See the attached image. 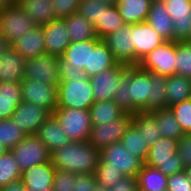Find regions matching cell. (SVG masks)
<instances>
[{
    "mask_svg": "<svg viewBox=\"0 0 191 191\" xmlns=\"http://www.w3.org/2000/svg\"><path fill=\"white\" fill-rule=\"evenodd\" d=\"M132 124L139 130V133L143 135L145 144H147L149 148L162 137L153 112H137L133 115Z\"/></svg>",
    "mask_w": 191,
    "mask_h": 191,
    "instance_id": "1f68e13d",
    "label": "cell"
},
{
    "mask_svg": "<svg viewBox=\"0 0 191 191\" xmlns=\"http://www.w3.org/2000/svg\"><path fill=\"white\" fill-rule=\"evenodd\" d=\"M1 191H28V190L24 188L23 183L20 179L4 186L3 188H1Z\"/></svg>",
    "mask_w": 191,
    "mask_h": 191,
    "instance_id": "f907efd6",
    "label": "cell"
},
{
    "mask_svg": "<svg viewBox=\"0 0 191 191\" xmlns=\"http://www.w3.org/2000/svg\"><path fill=\"white\" fill-rule=\"evenodd\" d=\"M133 115L124 113L119 119L97 126H92L89 142L101 151L108 146L121 142L122 136L131 125Z\"/></svg>",
    "mask_w": 191,
    "mask_h": 191,
    "instance_id": "7c38bea8",
    "label": "cell"
},
{
    "mask_svg": "<svg viewBox=\"0 0 191 191\" xmlns=\"http://www.w3.org/2000/svg\"><path fill=\"white\" fill-rule=\"evenodd\" d=\"M11 47V44L0 34V56Z\"/></svg>",
    "mask_w": 191,
    "mask_h": 191,
    "instance_id": "816d5d0a",
    "label": "cell"
},
{
    "mask_svg": "<svg viewBox=\"0 0 191 191\" xmlns=\"http://www.w3.org/2000/svg\"><path fill=\"white\" fill-rule=\"evenodd\" d=\"M177 143L176 153L182 160L184 168L191 166V133H183Z\"/></svg>",
    "mask_w": 191,
    "mask_h": 191,
    "instance_id": "f6af8a7d",
    "label": "cell"
},
{
    "mask_svg": "<svg viewBox=\"0 0 191 191\" xmlns=\"http://www.w3.org/2000/svg\"><path fill=\"white\" fill-rule=\"evenodd\" d=\"M153 113L162 137L178 140L182 136L184 132L169 107Z\"/></svg>",
    "mask_w": 191,
    "mask_h": 191,
    "instance_id": "836d02e7",
    "label": "cell"
},
{
    "mask_svg": "<svg viewBox=\"0 0 191 191\" xmlns=\"http://www.w3.org/2000/svg\"><path fill=\"white\" fill-rule=\"evenodd\" d=\"M36 135L45 144L50 153L72 142L61 128L54 114H51L42 124Z\"/></svg>",
    "mask_w": 191,
    "mask_h": 191,
    "instance_id": "cb8c5ba5",
    "label": "cell"
},
{
    "mask_svg": "<svg viewBox=\"0 0 191 191\" xmlns=\"http://www.w3.org/2000/svg\"><path fill=\"white\" fill-rule=\"evenodd\" d=\"M153 0H119L116 6L126 24L145 22Z\"/></svg>",
    "mask_w": 191,
    "mask_h": 191,
    "instance_id": "d4e9b609",
    "label": "cell"
},
{
    "mask_svg": "<svg viewBox=\"0 0 191 191\" xmlns=\"http://www.w3.org/2000/svg\"><path fill=\"white\" fill-rule=\"evenodd\" d=\"M51 114L45 107L21 101L11 119L26 135H32L37 134Z\"/></svg>",
    "mask_w": 191,
    "mask_h": 191,
    "instance_id": "9a60e30c",
    "label": "cell"
},
{
    "mask_svg": "<svg viewBox=\"0 0 191 191\" xmlns=\"http://www.w3.org/2000/svg\"><path fill=\"white\" fill-rule=\"evenodd\" d=\"M110 3L104 0H80L78 12L94 27L101 21L103 11Z\"/></svg>",
    "mask_w": 191,
    "mask_h": 191,
    "instance_id": "f35d334b",
    "label": "cell"
},
{
    "mask_svg": "<svg viewBox=\"0 0 191 191\" xmlns=\"http://www.w3.org/2000/svg\"><path fill=\"white\" fill-rule=\"evenodd\" d=\"M184 133H191V99L169 107Z\"/></svg>",
    "mask_w": 191,
    "mask_h": 191,
    "instance_id": "60d3db41",
    "label": "cell"
},
{
    "mask_svg": "<svg viewBox=\"0 0 191 191\" xmlns=\"http://www.w3.org/2000/svg\"><path fill=\"white\" fill-rule=\"evenodd\" d=\"M11 4H13V2L11 0H0V11L9 7Z\"/></svg>",
    "mask_w": 191,
    "mask_h": 191,
    "instance_id": "f5cc1de1",
    "label": "cell"
},
{
    "mask_svg": "<svg viewBox=\"0 0 191 191\" xmlns=\"http://www.w3.org/2000/svg\"><path fill=\"white\" fill-rule=\"evenodd\" d=\"M26 59L12 46L0 56V83H20L24 80Z\"/></svg>",
    "mask_w": 191,
    "mask_h": 191,
    "instance_id": "44dd1931",
    "label": "cell"
},
{
    "mask_svg": "<svg viewBox=\"0 0 191 191\" xmlns=\"http://www.w3.org/2000/svg\"><path fill=\"white\" fill-rule=\"evenodd\" d=\"M143 162L130 154L121 142L114 143L100 151V160L96 169L121 171L123 176L137 177Z\"/></svg>",
    "mask_w": 191,
    "mask_h": 191,
    "instance_id": "277c9868",
    "label": "cell"
},
{
    "mask_svg": "<svg viewBox=\"0 0 191 191\" xmlns=\"http://www.w3.org/2000/svg\"><path fill=\"white\" fill-rule=\"evenodd\" d=\"M22 101L45 107L52 114L57 109V87L35 81L24 79L20 82Z\"/></svg>",
    "mask_w": 191,
    "mask_h": 191,
    "instance_id": "5bb4252c",
    "label": "cell"
},
{
    "mask_svg": "<svg viewBox=\"0 0 191 191\" xmlns=\"http://www.w3.org/2000/svg\"><path fill=\"white\" fill-rule=\"evenodd\" d=\"M95 179L98 186L110 189L114 183L123 176L121 171L113 169H95Z\"/></svg>",
    "mask_w": 191,
    "mask_h": 191,
    "instance_id": "ee69618b",
    "label": "cell"
},
{
    "mask_svg": "<svg viewBox=\"0 0 191 191\" xmlns=\"http://www.w3.org/2000/svg\"><path fill=\"white\" fill-rule=\"evenodd\" d=\"M57 95V108L89 110L95 102L90 78L82 82L77 78L72 82H60Z\"/></svg>",
    "mask_w": 191,
    "mask_h": 191,
    "instance_id": "5b68a950",
    "label": "cell"
},
{
    "mask_svg": "<svg viewBox=\"0 0 191 191\" xmlns=\"http://www.w3.org/2000/svg\"><path fill=\"white\" fill-rule=\"evenodd\" d=\"M117 63L113 58L112 52L100 40L94 48H90L89 78L114 67Z\"/></svg>",
    "mask_w": 191,
    "mask_h": 191,
    "instance_id": "f546056e",
    "label": "cell"
},
{
    "mask_svg": "<svg viewBox=\"0 0 191 191\" xmlns=\"http://www.w3.org/2000/svg\"><path fill=\"white\" fill-rule=\"evenodd\" d=\"M100 151L89 141L70 142L51 152L50 161L56 169L76 174H94L99 164Z\"/></svg>",
    "mask_w": 191,
    "mask_h": 191,
    "instance_id": "7a4b0ae2",
    "label": "cell"
},
{
    "mask_svg": "<svg viewBox=\"0 0 191 191\" xmlns=\"http://www.w3.org/2000/svg\"><path fill=\"white\" fill-rule=\"evenodd\" d=\"M89 110L92 126L111 123L124 114L113 100L96 101Z\"/></svg>",
    "mask_w": 191,
    "mask_h": 191,
    "instance_id": "d6a6232c",
    "label": "cell"
},
{
    "mask_svg": "<svg viewBox=\"0 0 191 191\" xmlns=\"http://www.w3.org/2000/svg\"><path fill=\"white\" fill-rule=\"evenodd\" d=\"M11 46L26 60L46 53L43 27H34Z\"/></svg>",
    "mask_w": 191,
    "mask_h": 191,
    "instance_id": "603a6c76",
    "label": "cell"
},
{
    "mask_svg": "<svg viewBox=\"0 0 191 191\" xmlns=\"http://www.w3.org/2000/svg\"><path fill=\"white\" fill-rule=\"evenodd\" d=\"M64 19L70 42H82L97 37L94 26L79 13H74Z\"/></svg>",
    "mask_w": 191,
    "mask_h": 191,
    "instance_id": "83f0119b",
    "label": "cell"
},
{
    "mask_svg": "<svg viewBox=\"0 0 191 191\" xmlns=\"http://www.w3.org/2000/svg\"><path fill=\"white\" fill-rule=\"evenodd\" d=\"M17 3L37 26L57 19L51 0H19Z\"/></svg>",
    "mask_w": 191,
    "mask_h": 191,
    "instance_id": "484cf974",
    "label": "cell"
},
{
    "mask_svg": "<svg viewBox=\"0 0 191 191\" xmlns=\"http://www.w3.org/2000/svg\"><path fill=\"white\" fill-rule=\"evenodd\" d=\"M174 21V41H191V0H161Z\"/></svg>",
    "mask_w": 191,
    "mask_h": 191,
    "instance_id": "2e32d148",
    "label": "cell"
},
{
    "mask_svg": "<svg viewBox=\"0 0 191 191\" xmlns=\"http://www.w3.org/2000/svg\"><path fill=\"white\" fill-rule=\"evenodd\" d=\"M133 39L135 66H138L151 51L165 42L146 21L133 24Z\"/></svg>",
    "mask_w": 191,
    "mask_h": 191,
    "instance_id": "d6986e66",
    "label": "cell"
},
{
    "mask_svg": "<svg viewBox=\"0 0 191 191\" xmlns=\"http://www.w3.org/2000/svg\"><path fill=\"white\" fill-rule=\"evenodd\" d=\"M61 128L71 141H88L92 124L90 110L57 108L54 113Z\"/></svg>",
    "mask_w": 191,
    "mask_h": 191,
    "instance_id": "8992f818",
    "label": "cell"
},
{
    "mask_svg": "<svg viewBox=\"0 0 191 191\" xmlns=\"http://www.w3.org/2000/svg\"><path fill=\"white\" fill-rule=\"evenodd\" d=\"M177 146V140L161 137L149 148L144 164L158 168L166 176L183 172L184 165L176 153Z\"/></svg>",
    "mask_w": 191,
    "mask_h": 191,
    "instance_id": "3957f363",
    "label": "cell"
},
{
    "mask_svg": "<svg viewBox=\"0 0 191 191\" xmlns=\"http://www.w3.org/2000/svg\"><path fill=\"white\" fill-rule=\"evenodd\" d=\"M167 191H191V182L184 171L168 176Z\"/></svg>",
    "mask_w": 191,
    "mask_h": 191,
    "instance_id": "bcb514c9",
    "label": "cell"
},
{
    "mask_svg": "<svg viewBox=\"0 0 191 191\" xmlns=\"http://www.w3.org/2000/svg\"><path fill=\"white\" fill-rule=\"evenodd\" d=\"M166 87L167 108L176 103L191 99L190 78L176 74L169 76L167 77Z\"/></svg>",
    "mask_w": 191,
    "mask_h": 191,
    "instance_id": "f1b7e54d",
    "label": "cell"
},
{
    "mask_svg": "<svg viewBox=\"0 0 191 191\" xmlns=\"http://www.w3.org/2000/svg\"><path fill=\"white\" fill-rule=\"evenodd\" d=\"M127 67L126 64L117 63L114 67L90 77L95 102L114 99Z\"/></svg>",
    "mask_w": 191,
    "mask_h": 191,
    "instance_id": "4fadbf2b",
    "label": "cell"
},
{
    "mask_svg": "<svg viewBox=\"0 0 191 191\" xmlns=\"http://www.w3.org/2000/svg\"><path fill=\"white\" fill-rule=\"evenodd\" d=\"M26 134L12 121L11 118L0 120V143L11 150L18 145Z\"/></svg>",
    "mask_w": 191,
    "mask_h": 191,
    "instance_id": "74e56055",
    "label": "cell"
},
{
    "mask_svg": "<svg viewBox=\"0 0 191 191\" xmlns=\"http://www.w3.org/2000/svg\"><path fill=\"white\" fill-rule=\"evenodd\" d=\"M24 76V79L40 81L58 87L60 83L58 57L44 53L26 60Z\"/></svg>",
    "mask_w": 191,
    "mask_h": 191,
    "instance_id": "8fae6325",
    "label": "cell"
},
{
    "mask_svg": "<svg viewBox=\"0 0 191 191\" xmlns=\"http://www.w3.org/2000/svg\"><path fill=\"white\" fill-rule=\"evenodd\" d=\"M176 41H165L151 51L139 67L147 72L169 77L176 74Z\"/></svg>",
    "mask_w": 191,
    "mask_h": 191,
    "instance_id": "ba28073f",
    "label": "cell"
},
{
    "mask_svg": "<svg viewBox=\"0 0 191 191\" xmlns=\"http://www.w3.org/2000/svg\"><path fill=\"white\" fill-rule=\"evenodd\" d=\"M184 172L186 173L187 178L191 182V166H188V167L184 168Z\"/></svg>",
    "mask_w": 191,
    "mask_h": 191,
    "instance_id": "db71d44e",
    "label": "cell"
},
{
    "mask_svg": "<svg viewBox=\"0 0 191 191\" xmlns=\"http://www.w3.org/2000/svg\"><path fill=\"white\" fill-rule=\"evenodd\" d=\"M124 24L125 23L116 4H109L105 8V11H103L101 21L98 22L94 29L97 37L101 39L111 32H116Z\"/></svg>",
    "mask_w": 191,
    "mask_h": 191,
    "instance_id": "d590c367",
    "label": "cell"
},
{
    "mask_svg": "<svg viewBox=\"0 0 191 191\" xmlns=\"http://www.w3.org/2000/svg\"><path fill=\"white\" fill-rule=\"evenodd\" d=\"M21 172L31 166L50 161L51 153L36 134L26 137L11 150Z\"/></svg>",
    "mask_w": 191,
    "mask_h": 191,
    "instance_id": "9c48e42d",
    "label": "cell"
},
{
    "mask_svg": "<svg viewBox=\"0 0 191 191\" xmlns=\"http://www.w3.org/2000/svg\"><path fill=\"white\" fill-rule=\"evenodd\" d=\"M22 172L16 159L9 150L0 157V189L11 182L20 180Z\"/></svg>",
    "mask_w": 191,
    "mask_h": 191,
    "instance_id": "8d00e7d4",
    "label": "cell"
},
{
    "mask_svg": "<svg viewBox=\"0 0 191 191\" xmlns=\"http://www.w3.org/2000/svg\"><path fill=\"white\" fill-rule=\"evenodd\" d=\"M94 191H109V189H107V188L104 187V186H98V185H96L95 188H94Z\"/></svg>",
    "mask_w": 191,
    "mask_h": 191,
    "instance_id": "9f6ffc18",
    "label": "cell"
},
{
    "mask_svg": "<svg viewBox=\"0 0 191 191\" xmlns=\"http://www.w3.org/2000/svg\"><path fill=\"white\" fill-rule=\"evenodd\" d=\"M109 191H138V180L134 176H122Z\"/></svg>",
    "mask_w": 191,
    "mask_h": 191,
    "instance_id": "681fc988",
    "label": "cell"
},
{
    "mask_svg": "<svg viewBox=\"0 0 191 191\" xmlns=\"http://www.w3.org/2000/svg\"><path fill=\"white\" fill-rule=\"evenodd\" d=\"M46 53L61 57L70 45L69 34L65 27V19H56L42 25Z\"/></svg>",
    "mask_w": 191,
    "mask_h": 191,
    "instance_id": "ffe728a7",
    "label": "cell"
},
{
    "mask_svg": "<svg viewBox=\"0 0 191 191\" xmlns=\"http://www.w3.org/2000/svg\"><path fill=\"white\" fill-rule=\"evenodd\" d=\"M118 63L135 66L133 25L124 24L116 32L101 38Z\"/></svg>",
    "mask_w": 191,
    "mask_h": 191,
    "instance_id": "30bf717a",
    "label": "cell"
},
{
    "mask_svg": "<svg viewBox=\"0 0 191 191\" xmlns=\"http://www.w3.org/2000/svg\"><path fill=\"white\" fill-rule=\"evenodd\" d=\"M121 143L130 154L145 163L149 147L145 144L143 135L139 133V130L132 123L122 136Z\"/></svg>",
    "mask_w": 191,
    "mask_h": 191,
    "instance_id": "e575fe53",
    "label": "cell"
},
{
    "mask_svg": "<svg viewBox=\"0 0 191 191\" xmlns=\"http://www.w3.org/2000/svg\"><path fill=\"white\" fill-rule=\"evenodd\" d=\"M104 1L110 4H116L119 0H104Z\"/></svg>",
    "mask_w": 191,
    "mask_h": 191,
    "instance_id": "6f0895ef",
    "label": "cell"
},
{
    "mask_svg": "<svg viewBox=\"0 0 191 191\" xmlns=\"http://www.w3.org/2000/svg\"><path fill=\"white\" fill-rule=\"evenodd\" d=\"M36 26L32 18L25 13L18 3H13L0 11V34L10 44Z\"/></svg>",
    "mask_w": 191,
    "mask_h": 191,
    "instance_id": "52a82bcc",
    "label": "cell"
},
{
    "mask_svg": "<svg viewBox=\"0 0 191 191\" xmlns=\"http://www.w3.org/2000/svg\"><path fill=\"white\" fill-rule=\"evenodd\" d=\"M21 101L20 83H0V120L11 118Z\"/></svg>",
    "mask_w": 191,
    "mask_h": 191,
    "instance_id": "4316f807",
    "label": "cell"
},
{
    "mask_svg": "<svg viewBox=\"0 0 191 191\" xmlns=\"http://www.w3.org/2000/svg\"><path fill=\"white\" fill-rule=\"evenodd\" d=\"M60 82H72L77 78L78 81H86L89 77L80 68L66 67L59 68Z\"/></svg>",
    "mask_w": 191,
    "mask_h": 191,
    "instance_id": "c3c4849f",
    "label": "cell"
},
{
    "mask_svg": "<svg viewBox=\"0 0 191 191\" xmlns=\"http://www.w3.org/2000/svg\"><path fill=\"white\" fill-rule=\"evenodd\" d=\"M167 77L128 66L113 99L123 113H152L167 108Z\"/></svg>",
    "mask_w": 191,
    "mask_h": 191,
    "instance_id": "6da1fadb",
    "label": "cell"
},
{
    "mask_svg": "<svg viewBox=\"0 0 191 191\" xmlns=\"http://www.w3.org/2000/svg\"><path fill=\"white\" fill-rule=\"evenodd\" d=\"M13 3H17L19 0H11Z\"/></svg>",
    "mask_w": 191,
    "mask_h": 191,
    "instance_id": "680465c9",
    "label": "cell"
},
{
    "mask_svg": "<svg viewBox=\"0 0 191 191\" xmlns=\"http://www.w3.org/2000/svg\"><path fill=\"white\" fill-rule=\"evenodd\" d=\"M176 75L191 79V41L176 42Z\"/></svg>",
    "mask_w": 191,
    "mask_h": 191,
    "instance_id": "ab89813d",
    "label": "cell"
},
{
    "mask_svg": "<svg viewBox=\"0 0 191 191\" xmlns=\"http://www.w3.org/2000/svg\"><path fill=\"white\" fill-rule=\"evenodd\" d=\"M138 191H161L167 190L168 176L164 175L158 168L143 164L137 175Z\"/></svg>",
    "mask_w": 191,
    "mask_h": 191,
    "instance_id": "4dcf8cb0",
    "label": "cell"
},
{
    "mask_svg": "<svg viewBox=\"0 0 191 191\" xmlns=\"http://www.w3.org/2000/svg\"><path fill=\"white\" fill-rule=\"evenodd\" d=\"M96 185L95 174H77L72 191H94Z\"/></svg>",
    "mask_w": 191,
    "mask_h": 191,
    "instance_id": "7dc6e473",
    "label": "cell"
},
{
    "mask_svg": "<svg viewBox=\"0 0 191 191\" xmlns=\"http://www.w3.org/2000/svg\"><path fill=\"white\" fill-rule=\"evenodd\" d=\"M57 19H64L77 13L80 0H51Z\"/></svg>",
    "mask_w": 191,
    "mask_h": 191,
    "instance_id": "7bdbcfd3",
    "label": "cell"
},
{
    "mask_svg": "<svg viewBox=\"0 0 191 191\" xmlns=\"http://www.w3.org/2000/svg\"><path fill=\"white\" fill-rule=\"evenodd\" d=\"M76 173L68 170L56 169L53 191H72L75 185Z\"/></svg>",
    "mask_w": 191,
    "mask_h": 191,
    "instance_id": "b9f144b4",
    "label": "cell"
},
{
    "mask_svg": "<svg viewBox=\"0 0 191 191\" xmlns=\"http://www.w3.org/2000/svg\"><path fill=\"white\" fill-rule=\"evenodd\" d=\"M100 40V38L96 37L82 42H70L63 55L58 57V67L80 68L89 77L90 48H94Z\"/></svg>",
    "mask_w": 191,
    "mask_h": 191,
    "instance_id": "e0dca14e",
    "label": "cell"
},
{
    "mask_svg": "<svg viewBox=\"0 0 191 191\" xmlns=\"http://www.w3.org/2000/svg\"><path fill=\"white\" fill-rule=\"evenodd\" d=\"M55 171L51 161L37 164L22 172L21 181L28 191H53Z\"/></svg>",
    "mask_w": 191,
    "mask_h": 191,
    "instance_id": "ac0fdd59",
    "label": "cell"
},
{
    "mask_svg": "<svg viewBox=\"0 0 191 191\" xmlns=\"http://www.w3.org/2000/svg\"><path fill=\"white\" fill-rule=\"evenodd\" d=\"M7 152H8V149L5 148L4 145H2V143H0V157Z\"/></svg>",
    "mask_w": 191,
    "mask_h": 191,
    "instance_id": "11a10c76",
    "label": "cell"
},
{
    "mask_svg": "<svg viewBox=\"0 0 191 191\" xmlns=\"http://www.w3.org/2000/svg\"><path fill=\"white\" fill-rule=\"evenodd\" d=\"M146 22L158 33L164 41H174V30L171 16L166 4L161 0H153Z\"/></svg>",
    "mask_w": 191,
    "mask_h": 191,
    "instance_id": "7402d4cb",
    "label": "cell"
}]
</instances>
